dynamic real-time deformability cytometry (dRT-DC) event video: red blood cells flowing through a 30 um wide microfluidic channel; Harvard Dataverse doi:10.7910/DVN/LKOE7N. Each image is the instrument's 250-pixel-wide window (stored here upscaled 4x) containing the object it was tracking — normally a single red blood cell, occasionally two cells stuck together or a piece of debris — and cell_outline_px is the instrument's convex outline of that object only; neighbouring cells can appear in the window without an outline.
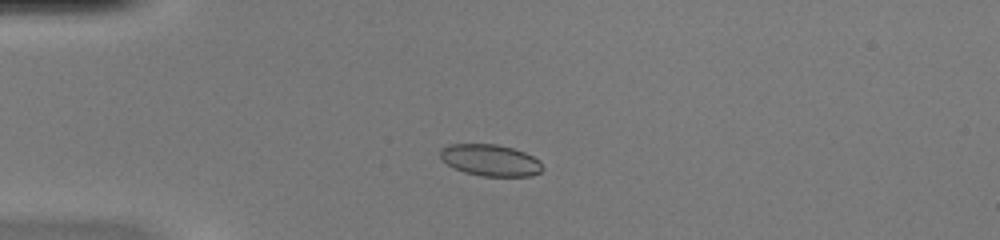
{"species": "common noctule bat (a hibernating species)", "species_latin": "Nyctalus noctula", "temperature_condition": "warm", "stored_images_in_passage": 49, "camera_frame_rate_fps": 3000, "um_per_image_px": 0.085, "animal": {"sex": "female", "body_mass_g": 20.0, "forearm_length_mm": 54.0}, "frame": {"image": 1, "passage_image": 11, "time_ms": 3.333, "image_size_px": [1000, 240], "cell_outline_px": [[544, 168], [540, 172], [532, 176], [480, 176], [464, 172], [440, 160], [440, 148], [448, 144], [496, 144], [512, 148], [524, 152], [540, 160]], "centroid_in_image_um": [41.67, 13.62], "position_along_channel_um": 43.3, "area_um2": 18.96}}
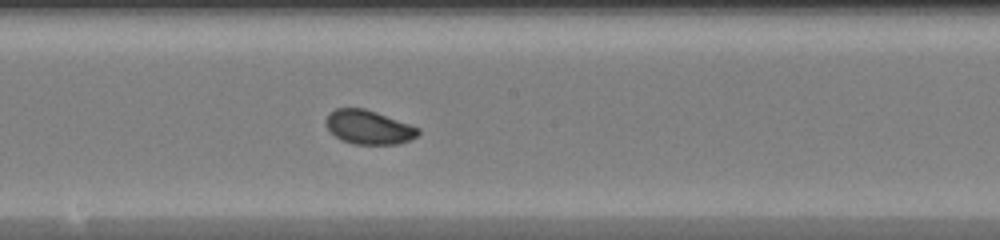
{"frame": {"image": 2, "passage_image": 26, "time_ms": 8.333, "image_size_px": [1000, 240], "cell_outline_px": [[420, 132], [416, 136], [408, 140], [396, 144], [352, 144], [340, 140], [324, 124], [324, 120], [336, 108], [364, 108], [376, 112], [420, 128]], "centroid_in_image_um": [31.31, 10.82], "position_along_channel_um": 216.9, "area_um2": 18.09}}
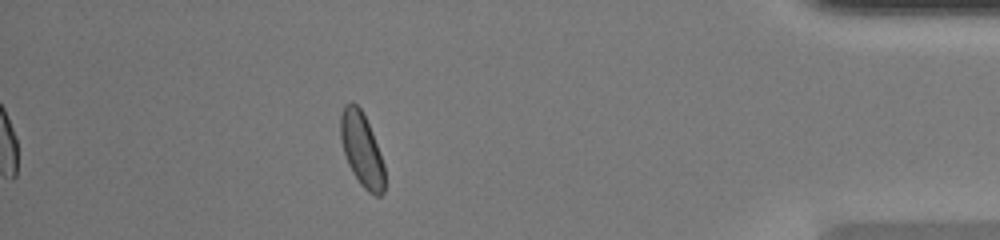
{"frame": {"image": 3, "passage_image": 43, "time_ms": 14.0, "image_size_px": [1000, 240], "cell_outline_px": [[384, 192], [380, 196], [376, 196], [368, 192], [360, 184], [352, 172], [348, 164], [340, 140], [340, 116], [344, 104], [352, 100], [360, 108], [372, 132], [380, 152], [384, 164]], "centroid_in_image_um": [30.73, 12.7], "position_along_channel_um": 404.5, "area_um2": 19.02}, "authors_computed_cell_mechanics": {"area_um2": 18.496, "velocity_mm_per_s": 4.0622, "shape_relaxation_time_tau1_ms": 2.3961, "shape_relaxation_time_tau2_ms": null, "deformation_change_tau1": 0.0703, "deformation_change_tau2": null}}